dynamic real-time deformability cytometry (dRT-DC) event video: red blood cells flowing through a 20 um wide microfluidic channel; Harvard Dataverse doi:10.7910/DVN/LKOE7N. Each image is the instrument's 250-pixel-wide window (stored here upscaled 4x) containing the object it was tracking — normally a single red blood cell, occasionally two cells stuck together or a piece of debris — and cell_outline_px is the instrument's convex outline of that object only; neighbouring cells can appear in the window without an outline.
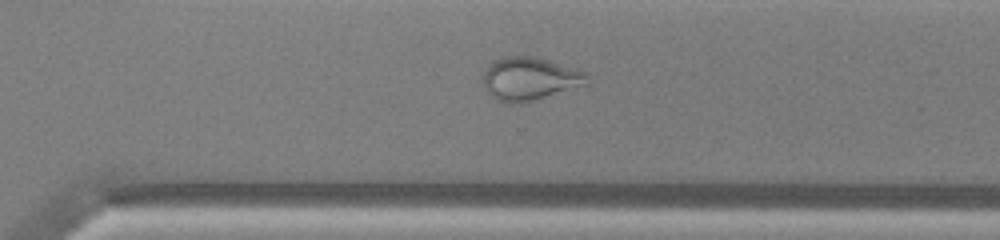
{"species": "common noctule bat (a hibernating species)", "species_latin": "Nyctalus noctula", "temperature_condition": "warm", "stored_images_in_passage": 35, "camera_frame_rate_fps": 3000, "um_per_image_px": 0.085, "animal": {"sex": "male", "body_mass_g": 13.0, "forearm_length_mm": 53.1}, "frame": {"image": 1, "passage_image": 20, "time_ms": 6.333, "image_size_px": [1000, 240], "cell_outline_px": [[588, 84], [532, 100], [516, 104], [512, 104], [500, 100], [492, 96], [488, 92], [484, 84], [484, 72], [492, 60], [500, 56], [536, 56], [584, 72], [588, 76]], "centroid_in_image_um": [45.0, 6.67], "position_along_channel_um": 325.6, "area_um2": 25.72}}
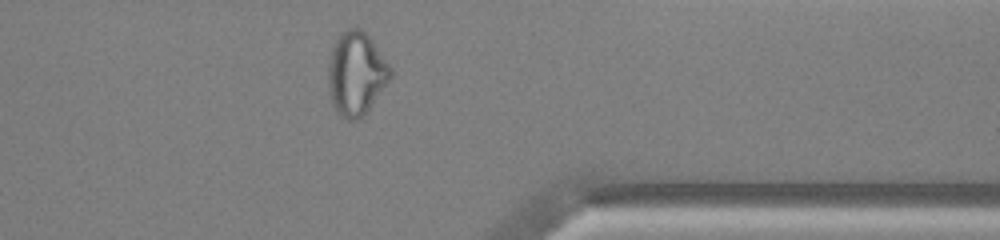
{"frame": {"image": 2, "passage_image": 25, "time_ms": 8.0, "image_size_px": [1000, 240], "cell_outline_px": [[392, 76], [368, 108], [356, 120], [348, 120], [340, 116], [336, 112], [332, 104], [328, 84], [328, 64], [332, 48], [336, 36], [340, 32], [348, 28], [360, 28], [372, 40], [392, 68]], "centroid_in_image_um": [30.25, 6.22], "position_along_channel_um": 381.2, "area_um2": 30.0}, "authors_computed_cell_mechanics": {"area_um2": 27.5706, "velocity_mm_per_s": 4.061, "shape_relaxation_time_tau1_ms": null, "shape_relaxation_time_tau2_ms": 0.8732, "deformation_change_tau1": null, "deformation_change_tau2": 0.0756}}